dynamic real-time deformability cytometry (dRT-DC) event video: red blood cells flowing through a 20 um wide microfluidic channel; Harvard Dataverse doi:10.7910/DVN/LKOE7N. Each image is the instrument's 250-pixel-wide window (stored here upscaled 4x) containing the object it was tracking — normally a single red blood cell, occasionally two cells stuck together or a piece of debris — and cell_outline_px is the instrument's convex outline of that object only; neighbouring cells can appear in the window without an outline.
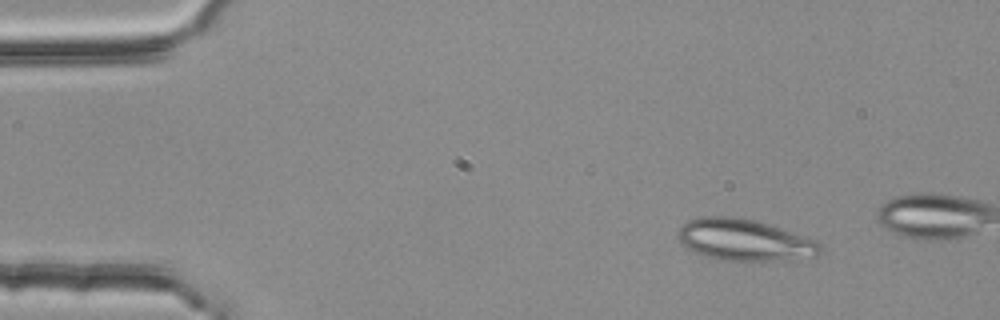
{"species": "common noctule bat (a hibernating species)", "species_latin": "Nyctalus noctula", "temperature_condition": "room temperature", "stored_images_in_passage": 13, "camera_frame_rate_fps": 3000, "um_per_image_px": 0.085, "animal": {"sex": "female", "body_mass_g": 25.1}, "frame": {"image": 1, "passage_image": 6, "time_ms": 1.667, "image_size_px": [1000, 320], "cell_outline_px": [[824, 252], [816, 256], [788, 260], [724, 260], [704, 256], [684, 248], [680, 240], [680, 224], [688, 220], [700, 216], [732, 216], [752, 220], [808, 236], [824, 244]], "centroid_in_image_um": [63.33, 20.4], "position_along_channel_um": 21.7, "area_um2": 34.68}}